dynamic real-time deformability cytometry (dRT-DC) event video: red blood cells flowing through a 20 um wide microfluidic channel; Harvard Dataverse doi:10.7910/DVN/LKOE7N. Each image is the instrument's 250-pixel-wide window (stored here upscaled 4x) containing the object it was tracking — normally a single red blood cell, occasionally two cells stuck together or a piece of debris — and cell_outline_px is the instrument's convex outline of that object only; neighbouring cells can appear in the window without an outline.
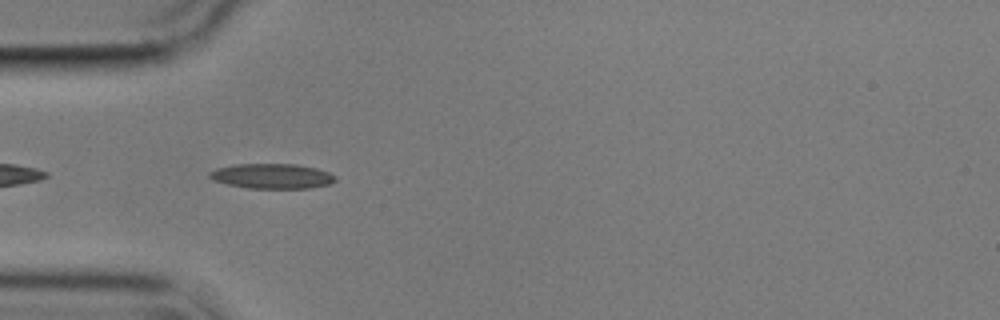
{"species": "common noctule bat (a hibernating species)", "species_latin": "Nyctalus noctula", "temperature_condition": "cold", "stored_images_in_passage": 38, "camera_frame_rate_fps": 3000, "um_per_image_px": 0.085, "animal": {"sex": "male", "body_mass_g": 17.9}, "frame": {"image": 1, "passage_image": 2, "time_ms": 0.333, "image_size_px": [1000, 320], "cell_outline_px": [[336, 180], [328, 184], [308, 188], [248, 188], [228, 184], [212, 180], [208, 176], [208, 172], [216, 168], [236, 164], [296, 164], [316, 168], [328, 172], [336, 176]], "centroid_in_image_um": [23.09, 14.96], "position_along_channel_um": 61.9, "area_um2": 18.26}}
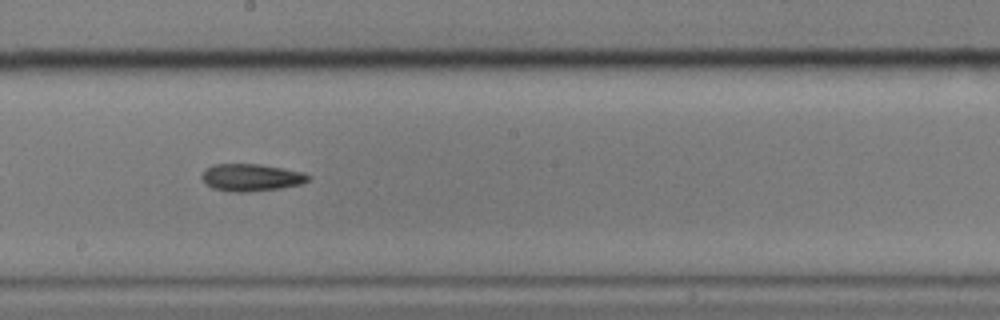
{"frame": {"image": 2, "passage_image": 16, "time_ms": 5.0, "image_size_px": [1000, 320], "cell_outline_px": [[308, 180], [304, 184], [280, 188], [248, 192], [232, 192], [212, 188], [204, 184], [200, 176], [204, 168], [212, 164], [260, 164], [304, 172], [308, 176]], "centroid_in_image_um": [21.29, 15.08], "position_along_channel_um": 226.9, "area_um2": 17.17}}
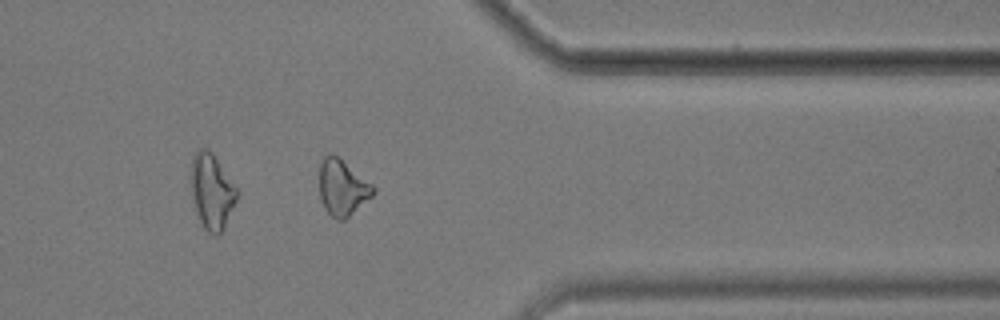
{"frame": {"image": 3, "passage_image": 30, "time_ms": 9.667, "image_size_px": [1000, 320], "cell_outline_px": [[376, 192], [372, 196], [344, 220], [336, 220], [324, 208], [320, 200], [320, 164], [324, 156], [328, 152], [332, 152], [372, 184], [376, 188]], "centroid_in_image_um": [29.09, 15.94], "position_along_channel_um": 382.3, "area_um2": 17.46}}